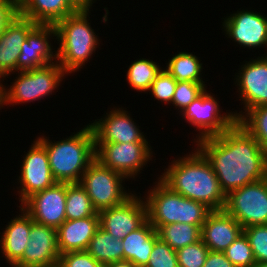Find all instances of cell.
Returning <instances> with one entry per match:
<instances>
[{"mask_svg": "<svg viewBox=\"0 0 267 267\" xmlns=\"http://www.w3.org/2000/svg\"><path fill=\"white\" fill-rule=\"evenodd\" d=\"M195 143L210 162L226 196L239 187L267 177V154L238 122L222 134Z\"/></svg>", "mask_w": 267, "mask_h": 267, "instance_id": "obj_1", "label": "cell"}, {"mask_svg": "<svg viewBox=\"0 0 267 267\" xmlns=\"http://www.w3.org/2000/svg\"><path fill=\"white\" fill-rule=\"evenodd\" d=\"M190 152L172 159L159 178L174 192L204 204L211 211L224 210L226 195L210 162L197 148Z\"/></svg>", "mask_w": 267, "mask_h": 267, "instance_id": "obj_2", "label": "cell"}, {"mask_svg": "<svg viewBox=\"0 0 267 267\" xmlns=\"http://www.w3.org/2000/svg\"><path fill=\"white\" fill-rule=\"evenodd\" d=\"M83 127L65 139L53 140L54 143L44 134L36 137L47 151L51 173L56 182L79 183L83 173L96 159L93 131L89 124Z\"/></svg>", "mask_w": 267, "mask_h": 267, "instance_id": "obj_3", "label": "cell"}, {"mask_svg": "<svg viewBox=\"0 0 267 267\" xmlns=\"http://www.w3.org/2000/svg\"><path fill=\"white\" fill-rule=\"evenodd\" d=\"M90 13V10H78L55 24L56 38L52 39L59 45L57 63L68 75L81 70L101 44L89 22Z\"/></svg>", "mask_w": 267, "mask_h": 267, "instance_id": "obj_4", "label": "cell"}, {"mask_svg": "<svg viewBox=\"0 0 267 267\" xmlns=\"http://www.w3.org/2000/svg\"><path fill=\"white\" fill-rule=\"evenodd\" d=\"M149 189L142 197L147 205L148 221L156 230L171 223L202 226L211 212L204 204L174 192L160 178Z\"/></svg>", "mask_w": 267, "mask_h": 267, "instance_id": "obj_5", "label": "cell"}, {"mask_svg": "<svg viewBox=\"0 0 267 267\" xmlns=\"http://www.w3.org/2000/svg\"><path fill=\"white\" fill-rule=\"evenodd\" d=\"M16 75V79L10 82L12 85H3L4 106L25 104L49 97L58 90L65 75L69 76L57 62L41 68L18 71Z\"/></svg>", "mask_w": 267, "mask_h": 267, "instance_id": "obj_6", "label": "cell"}, {"mask_svg": "<svg viewBox=\"0 0 267 267\" xmlns=\"http://www.w3.org/2000/svg\"><path fill=\"white\" fill-rule=\"evenodd\" d=\"M124 179L129 181L95 159L83 173L78 184L86 190L94 209L100 212L124 203L134 194L135 191L132 193L129 188L126 190L124 187Z\"/></svg>", "mask_w": 267, "mask_h": 267, "instance_id": "obj_7", "label": "cell"}, {"mask_svg": "<svg viewBox=\"0 0 267 267\" xmlns=\"http://www.w3.org/2000/svg\"><path fill=\"white\" fill-rule=\"evenodd\" d=\"M207 91L205 90L180 113L182 119L193 128L195 126V131L199 129L194 142L202 138L222 134L237 122L234 111L222 113L223 109H221L218 99L214 97L212 92L208 93Z\"/></svg>", "mask_w": 267, "mask_h": 267, "instance_id": "obj_8", "label": "cell"}, {"mask_svg": "<svg viewBox=\"0 0 267 267\" xmlns=\"http://www.w3.org/2000/svg\"><path fill=\"white\" fill-rule=\"evenodd\" d=\"M224 210L246 228L267 224V177L231 191Z\"/></svg>", "mask_w": 267, "mask_h": 267, "instance_id": "obj_9", "label": "cell"}, {"mask_svg": "<svg viewBox=\"0 0 267 267\" xmlns=\"http://www.w3.org/2000/svg\"><path fill=\"white\" fill-rule=\"evenodd\" d=\"M151 149L150 143H101L95 149L96 160L128 180H134L152 161Z\"/></svg>", "mask_w": 267, "mask_h": 267, "instance_id": "obj_10", "label": "cell"}, {"mask_svg": "<svg viewBox=\"0 0 267 267\" xmlns=\"http://www.w3.org/2000/svg\"><path fill=\"white\" fill-rule=\"evenodd\" d=\"M245 63V64H244ZM242 62L235 74L234 83L244 111L235 110L237 121L251 108L267 105V55ZM243 101V102H242Z\"/></svg>", "mask_w": 267, "mask_h": 267, "instance_id": "obj_11", "label": "cell"}, {"mask_svg": "<svg viewBox=\"0 0 267 267\" xmlns=\"http://www.w3.org/2000/svg\"><path fill=\"white\" fill-rule=\"evenodd\" d=\"M23 156L18 175L17 187L20 206L33 194L53 186L56 181L52 176L49 158L45 147L35 139Z\"/></svg>", "mask_w": 267, "mask_h": 267, "instance_id": "obj_12", "label": "cell"}, {"mask_svg": "<svg viewBox=\"0 0 267 267\" xmlns=\"http://www.w3.org/2000/svg\"><path fill=\"white\" fill-rule=\"evenodd\" d=\"M118 106L106 112V115L100 119H95L89 123L95 142V149L101 143H150L145 138L137 123L126 111L127 108Z\"/></svg>", "mask_w": 267, "mask_h": 267, "instance_id": "obj_13", "label": "cell"}, {"mask_svg": "<svg viewBox=\"0 0 267 267\" xmlns=\"http://www.w3.org/2000/svg\"><path fill=\"white\" fill-rule=\"evenodd\" d=\"M239 10L223 18L224 35L249 50H260L263 47L267 49V16L251 9ZM262 55H267V52Z\"/></svg>", "mask_w": 267, "mask_h": 267, "instance_id": "obj_14", "label": "cell"}, {"mask_svg": "<svg viewBox=\"0 0 267 267\" xmlns=\"http://www.w3.org/2000/svg\"><path fill=\"white\" fill-rule=\"evenodd\" d=\"M141 198L135 192L124 203L98 212L100 228L119 240L137 230L148 220L147 205Z\"/></svg>", "mask_w": 267, "mask_h": 267, "instance_id": "obj_15", "label": "cell"}, {"mask_svg": "<svg viewBox=\"0 0 267 267\" xmlns=\"http://www.w3.org/2000/svg\"><path fill=\"white\" fill-rule=\"evenodd\" d=\"M66 183L56 182L29 197L21 207L34 222L57 229L65 220Z\"/></svg>", "mask_w": 267, "mask_h": 267, "instance_id": "obj_16", "label": "cell"}, {"mask_svg": "<svg viewBox=\"0 0 267 267\" xmlns=\"http://www.w3.org/2000/svg\"><path fill=\"white\" fill-rule=\"evenodd\" d=\"M56 37L55 25L37 24L21 45L17 60V72L45 67L57 62V50L49 41Z\"/></svg>", "mask_w": 267, "mask_h": 267, "instance_id": "obj_17", "label": "cell"}, {"mask_svg": "<svg viewBox=\"0 0 267 267\" xmlns=\"http://www.w3.org/2000/svg\"><path fill=\"white\" fill-rule=\"evenodd\" d=\"M23 257L13 267H51L59 263L57 229L33 222Z\"/></svg>", "mask_w": 267, "mask_h": 267, "instance_id": "obj_18", "label": "cell"}, {"mask_svg": "<svg viewBox=\"0 0 267 267\" xmlns=\"http://www.w3.org/2000/svg\"><path fill=\"white\" fill-rule=\"evenodd\" d=\"M37 24L32 20L16 15L0 35V78L6 80L9 75L16 73L17 60L21 45L28 33ZM7 77V78H6Z\"/></svg>", "mask_w": 267, "mask_h": 267, "instance_id": "obj_19", "label": "cell"}, {"mask_svg": "<svg viewBox=\"0 0 267 267\" xmlns=\"http://www.w3.org/2000/svg\"><path fill=\"white\" fill-rule=\"evenodd\" d=\"M242 233L240 223L225 210L211 211L201 227V240L209 250L223 252Z\"/></svg>", "mask_w": 267, "mask_h": 267, "instance_id": "obj_20", "label": "cell"}, {"mask_svg": "<svg viewBox=\"0 0 267 267\" xmlns=\"http://www.w3.org/2000/svg\"><path fill=\"white\" fill-rule=\"evenodd\" d=\"M20 213L8 221L4 231L0 232V249L2 258L5 257L8 267H13L24 254L30 239L31 225L34 222L30 215L21 207Z\"/></svg>", "mask_w": 267, "mask_h": 267, "instance_id": "obj_21", "label": "cell"}, {"mask_svg": "<svg viewBox=\"0 0 267 267\" xmlns=\"http://www.w3.org/2000/svg\"><path fill=\"white\" fill-rule=\"evenodd\" d=\"M99 227L98 212L83 219L65 220L57 228V246L60 254L69 251H86Z\"/></svg>", "mask_w": 267, "mask_h": 267, "instance_id": "obj_22", "label": "cell"}, {"mask_svg": "<svg viewBox=\"0 0 267 267\" xmlns=\"http://www.w3.org/2000/svg\"><path fill=\"white\" fill-rule=\"evenodd\" d=\"M18 7L21 16L50 25L78 11L69 0H18Z\"/></svg>", "mask_w": 267, "mask_h": 267, "instance_id": "obj_23", "label": "cell"}, {"mask_svg": "<svg viewBox=\"0 0 267 267\" xmlns=\"http://www.w3.org/2000/svg\"><path fill=\"white\" fill-rule=\"evenodd\" d=\"M159 239L157 230L147 220L137 230L130 232L122 241L124 260L132 262L138 267H145L148 263L154 243Z\"/></svg>", "mask_w": 267, "mask_h": 267, "instance_id": "obj_24", "label": "cell"}, {"mask_svg": "<svg viewBox=\"0 0 267 267\" xmlns=\"http://www.w3.org/2000/svg\"><path fill=\"white\" fill-rule=\"evenodd\" d=\"M86 251L104 266L124 260L122 241L98 228Z\"/></svg>", "mask_w": 267, "mask_h": 267, "instance_id": "obj_25", "label": "cell"}, {"mask_svg": "<svg viewBox=\"0 0 267 267\" xmlns=\"http://www.w3.org/2000/svg\"><path fill=\"white\" fill-rule=\"evenodd\" d=\"M168 59V63L165 66L166 70L177 81H192L195 83H205L203 81V63L200 57H197L191 52L179 51L177 54L172 55Z\"/></svg>", "mask_w": 267, "mask_h": 267, "instance_id": "obj_26", "label": "cell"}, {"mask_svg": "<svg viewBox=\"0 0 267 267\" xmlns=\"http://www.w3.org/2000/svg\"><path fill=\"white\" fill-rule=\"evenodd\" d=\"M201 227L187 223H171L161 226L159 238L177 251L201 240Z\"/></svg>", "mask_w": 267, "mask_h": 267, "instance_id": "obj_27", "label": "cell"}, {"mask_svg": "<svg viewBox=\"0 0 267 267\" xmlns=\"http://www.w3.org/2000/svg\"><path fill=\"white\" fill-rule=\"evenodd\" d=\"M162 67L157 62L140 58L131 62L126 72L127 82L130 87L137 92L148 93L152 82L157 78L161 72Z\"/></svg>", "mask_w": 267, "mask_h": 267, "instance_id": "obj_28", "label": "cell"}, {"mask_svg": "<svg viewBox=\"0 0 267 267\" xmlns=\"http://www.w3.org/2000/svg\"><path fill=\"white\" fill-rule=\"evenodd\" d=\"M66 220L83 219L97 213L86 190L78 183H66Z\"/></svg>", "mask_w": 267, "mask_h": 267, "instance_id": "obj_29", "label": "cell"}, {"mask_svg": "<svg viewBox=\"0 0 267 267\" xmlns=\"http://www.w3.org/2000/svg\"><path fill=\"white\" fill-rule=\"evenodd\" d=\"M267 154V105L249 109L238 121Z\"/></svg>", "mask_w": 267, "mask_h": 267, "instance_id": "obj_30", "label": "cell"}, {"mask_svg": "<svg viewBox=\"0 0 267 267\" xmlns=\"http://www.w3.org/2000/svg\"><path fill=\"white\" fill-rule=\"evenodd\" d=\"M223 253L236 267H253L256 264L252 248L244 233L240 234Z\"/></svg>", "mask_w": 267, "mask_h": 267, "instance_id": "obj_31", "label": "cell"}, {"mask_svg": "<svg viewBox=\"0 0 267 267\" xmlns=\"http://www.w3.org/2000/svg\"><path fill=\"white\" fill-rule=\"evenodd\" d=\"M206 88L207 86L205 83L177 81L171 104L175 106L177 111L179 110L178 113H181L188 105L198 98Z\"/></svg>", "mask_w": 267, "mask_h": 267, "instance_id": "obj_32", "label": "cell"}, {"mask_svg": "<svg viewBox=\"0 0 267 267\" xmlns=\"http://www.w3.org/2000/svg\"><path fill=\"white\" fill-rule=\"evenodd\" d=\"M252 248L256 263L267 262V224L248 226L243 229Z\"/></svg>", "mask_w": 267, "mask_h": 267, "instance_id": "obj_33", "label": "cell"}, {"mask_svg": "<svg viewBox=\"0 0 267 267\" xmlns=\"http://www.w3.org/2000/svg\"><path fill=\"white\" fill-rule=\"evenodd\" d=\"M176 85L177 80L163 68L157 78L152 82L148 92L155 100L165 104H171Z\"/></svg>", "mask_w": 267, "mask_h": 267, "instance_id": "obj_34", "label": "cell"}, {"mask_svg": "<svg viewBox=\"0 0 267 267\" xmlns=\"http://www.w3.org/2000/svg\"><path fill=\"white\" fill-rule=\"evenodd\" d=\"M179 267H203L209 249L202 240L176 251Z\"/></svg>", "mask_w": 267, "mask_h": 267, "instance_id": "obj_35", "label": "cell"}, {"mask_svg": "<svg viewBox=\"0 0 267 267\" xmlns=\"http://www.w3.org/2000/svg\"><path fill=\"white\" fill-rule=\"evenodd\" d=\"M145 267H179L177 253L159 238L154 243Z\"/></svg>", "mask_w": 267, "mask_h": 267, "instance_id": "obj_36", "label": "cell"}, {"mask_svg": "<svg viewBox=\"0 0 267 267\" xmlns=\"http://www.w3.org/2000/svg\"><path fill=\"white\" fill-rule=\"evenodd\" d=\"M60 267H104L87 251H69L62 253L59 258Z\"/></svg>", "mask_w": 267, "mask_h": 267, "instance_id": "obj_37", "label": "cell"}, {"mask_svg": "<svg viewBox=\"0 0 267 267\" xmlns=\"http://www.w3.org/2000/svg\"><path fill=\"white\" fill-rule=\"evenodd\" d=\"M18 14V0H0V35Z\"/></svg>", "mask_w": 267, "mask_h": 267, "instance_id": "obj_38", "label": "cell"}, {"mask_svg": "<svg viewBox=\"0 0 267 267\" xmlns=\"http://www.w3.org/2000/svg\"><path fill=\"white\" fill-rule=\"evenodd\" d=\"M203 267H236L225 256L223 252L211 251L207 255Z\"/></svg>", "mask_w": 267, "mask_h": 267, "instance_id": "obj_39", "label": "cell"}, {"mask_svg": "<svg viewBox=\"0 0 267 267\" xmlns=\"http://www.w3.org/2000/svg\"><path fill=\"white\" fill-rule=\"evenodd\" d=\"M97 0H69L77 10H90Z\"/></svg>", "mask_w": 267, "mask_h": 267, "instance_id": "obj_40", "label": "cell"}, {"mask_svg": "<svg viewBox=\"0 0 267 267\" xmlns=\"http://www.w3.org/2000/svg\"><path fill=\"white\" fill-rule=\"evenodd\" d=\"M104 267H138L130 261L122 260L105 265Z\"/></svg>", "mask_w": 267, "mask_h": 267, "instance_id": "obj_41", "label": "cell"}, {"mask_svg": "<svg viewBox=\"0 0 267 267\" xmlns=\"http://www.w3.org/2000/svg\"><path fill=\"white\" fill-rule=\"evenodd\" d=\"M3 81L0 78V110L4 107V97H3ZM2 82V83H1Z\"/></svg>", "mask_w": 267, "mask_h": 267, "instance_id": "obj_42", "label": "cell"}, {"mask_svg": "<svg viewBox=\"0 0 267 267\" xmlns=\"http://www.w3.org/2000/svg\"><path fill=\"white\" fill-rule=\"evenodd\" d=\"M253 267H267V262H265V263H256Z\"/></svg>", "mask_w": 267, "mask_h": 267, "instance_id": "obj_43", "label": "cell"}]
</instances>
